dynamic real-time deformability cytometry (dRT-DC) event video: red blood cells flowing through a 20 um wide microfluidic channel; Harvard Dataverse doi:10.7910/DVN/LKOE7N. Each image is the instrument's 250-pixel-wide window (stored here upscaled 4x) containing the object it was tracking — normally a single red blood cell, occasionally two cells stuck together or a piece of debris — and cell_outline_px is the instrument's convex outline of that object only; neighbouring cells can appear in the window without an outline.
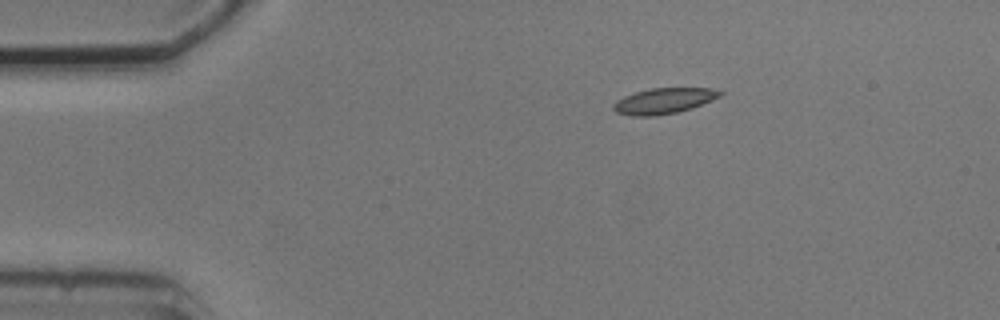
{"species": "common noctule bat (a hibernating species)", "species_latin": "Nyctalus noctula", "temperature_condition": "cold", "stored_images_in_passage": 7, "camera_frame_rate_fps": 3000, "um_per_image_px": 0.085, "animal": {"sex": "male", "body_mass_g": 20.5, "forearm_length_mm": 52.5}, "frame": {"image": 1, "passage_image": 1, "time_ms": 0.0, "image_size_px": [1000, 320], "cell_outline_px": [[724, 92], [720, 96], [712, 100], [692, 108], [676, 112], [656, 116], [632, 116], [616, 112], [612, 108], [612, 104], [616, 100], [624, 96], [636, 92], [652, 88], [712, 88]], "centroid_in_image_um": [56.41, 8.58], "position_along_channel_um": 28.6, "area_um2": 15.95}}
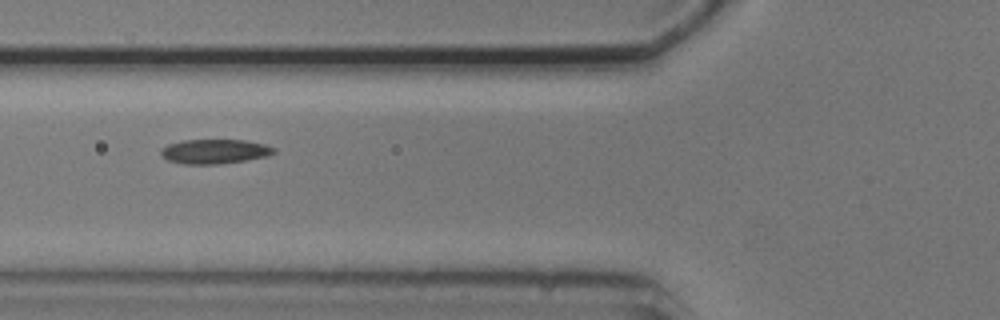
{"frame": {"image": 2, "passage_image": 4, "time_ms": 3.667, "image_size_px": [1000, 320], "cell_outline_px": [[276, 152], [268, 156], [244, 160], [216, 164], [184, 164], [168, 160], [160, 152], [168, 144], [184, 140], [244, 140], [264, 144], [276, 148]], "centroid_in_image_um": [18.28, 12.87], "position_along_channel_um": 107.5, "area_um2": 15.9}}
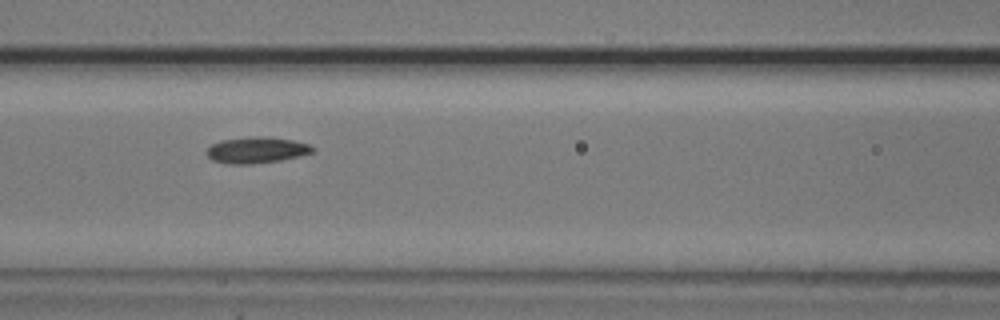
{"frame": {"image": 3, "passage_image": 5, "time_ms": 4.667, "image_size_px": [1000, 320], "cell_outline_px": [[316, 152], [300, 156], [280, 160], [252, 164], [228, 164], [212, 160], [208, 156], [208, 148], [212, 144], [220, 140], [252, 136], [268, 136], [292, 140], [312, 144], [316, 148]], "centroid_in_image_um": [21.88, 12.74], "position_along_channel_um": 144.7, "area_um2": 16.42}}